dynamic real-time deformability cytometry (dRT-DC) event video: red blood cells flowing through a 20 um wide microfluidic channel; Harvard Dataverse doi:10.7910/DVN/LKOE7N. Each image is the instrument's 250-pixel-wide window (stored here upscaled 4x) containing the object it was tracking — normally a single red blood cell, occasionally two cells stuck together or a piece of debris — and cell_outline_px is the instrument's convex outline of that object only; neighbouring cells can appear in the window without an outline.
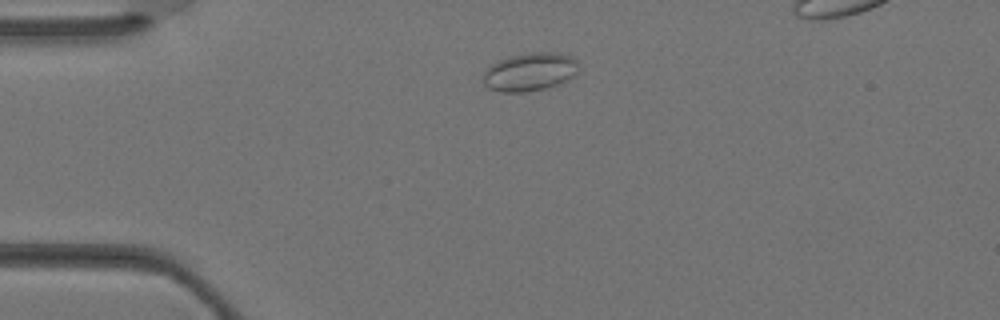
{"species": "Egyptian fruit bat (a non-hibernating species)", "species_latin": "Rousettus aegyptiacus", "temperature_condition": "warm", "stored_images_in_passage": 27, "segment_of_instrument_passage": [1, 2], "camera_frame_rate_fps": 3000, "um_per_image_px": 0.085, "animal": {"sex": "female"}, "frame": {"image": 1, "passage_image": 1, "time_ms": 0.0, "image_size_px": [1000, 320], "cell_outline_px": [[576, 72], [568, 80], [544, 88], [524, 92], [500, 92], [488, 88], [484, 84], [484, 72], [496, 60], [508, 56], [528, 52], [560, 52], [572, 56], [576, 60]], "centroid_in_image_um": [45.01, 6.09], "position_along_channel_um": 40.0, "area_um2": 21.27}}
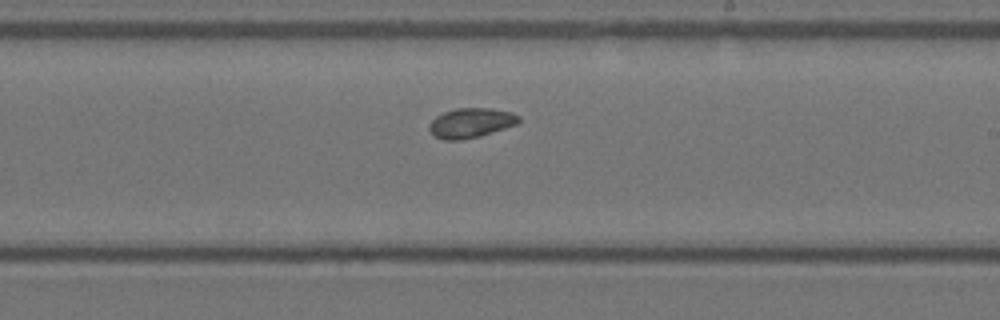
{"frame": {"image": 2, "passage_image": 14, "time_ms": 4.333, "image_size_px": [1000, 320], "cell_outline_px": [[520, 120], [516, 124], [480, 136], [460, 140], [444, 140], [436, 136], [428, 128], [428, 124], [436, 116], [444, 112], [456, 108], [488, 108], [512, 112], [520, 116]], "centroid_in_image_um": [40.01, 10.44], "position_along_channel_um": 249.0, "area_um2": 15.37}}
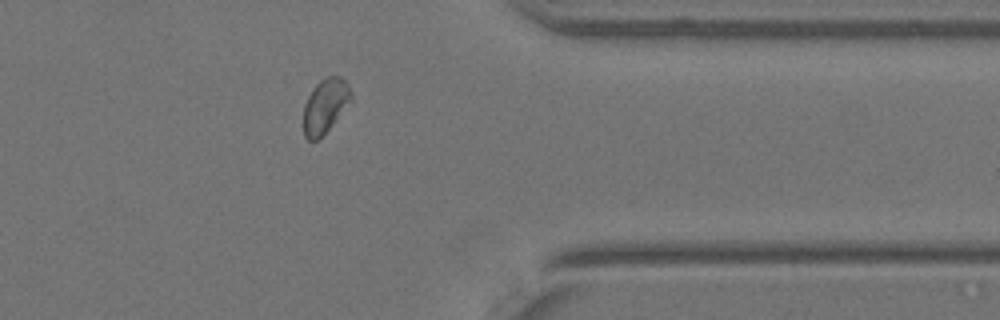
{"frame": {"image": 3, "passage_image": 22, "time_ms": 7.0, "image_size_px": [1000, 320], "cell_outline_px": [[352, 100], [332, 124], [316, 140], [308, 140], [304, 136], [304, 104], [312, 88], [320, 80], [328, 76], [340, 76], [348, 84], [352, 92]], "centroid_in_image_um": [27.64, 8.96], "position_along_channel_um": 383.8, "area_um2": 14.85}}